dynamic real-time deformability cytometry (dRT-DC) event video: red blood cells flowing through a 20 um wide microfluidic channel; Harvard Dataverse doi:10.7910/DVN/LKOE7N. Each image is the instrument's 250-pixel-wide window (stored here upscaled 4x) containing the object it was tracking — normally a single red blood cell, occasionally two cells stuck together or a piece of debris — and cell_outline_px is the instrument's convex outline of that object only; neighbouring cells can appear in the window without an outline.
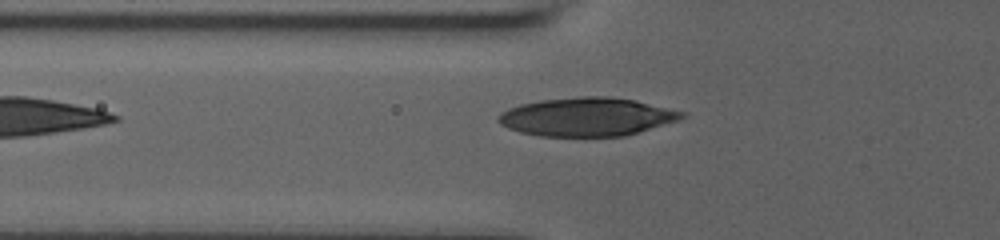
{"species": "human", "species_latin": "Homo sapiens", "temperature_condition": "room temperature", "stored_images_in_passage": 6, "camera_frame_rate_fps": 3000, "um_per_image_px": 0.085, "donor": {"sex": "male"}, "frame": {"image": 1, "passage_image": 6, "time_ms": 4.333, "image_size_px": [1000, 240], "cell_outline_px": [[688, 116], [680, 120], [624, 136], [540, 136], [520, 132], [508, 128], [500, 124], [496, 120], [500, 112], [508, 108], [520, 104], [540, 100], [580, 96], [608, 96], [636, 100], [688, 112]], "centroid_in_image_um": [49.92, 9.92], "position_along_channel_um": 75.9, "area_um2": 41.56}}